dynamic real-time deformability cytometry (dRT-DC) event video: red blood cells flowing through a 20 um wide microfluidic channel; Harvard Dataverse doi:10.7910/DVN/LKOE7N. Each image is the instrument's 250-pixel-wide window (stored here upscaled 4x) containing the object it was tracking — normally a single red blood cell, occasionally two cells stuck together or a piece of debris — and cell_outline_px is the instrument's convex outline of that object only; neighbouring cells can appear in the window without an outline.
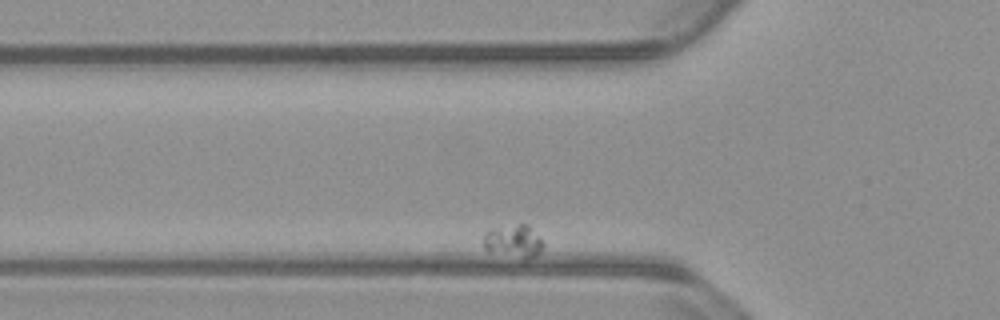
{"species": "common noctule bat (a hibernating species)", "species_latin": "Nyctalus noctula", "temperature_condition": "warm", "stored_images_in_passage": 40, "camera_frame_rate_fps": 3000, "um_per_image_px": 0.085, "animal": {"sex": "male", "body_mass_g": 23.1, "forearm_length_mm": 52.7}, "frame": {"image": 1, "passage_image": 4, "time_ms": 1.0, "image_size_px": [1000, 320], "cell_outline_px": [[544, 248], [536, 256], [524, 260], [484, 248], [484, 232], [500, 224], [528, 224], [544, 244]], "centroid_in_image_um": [43.66, 20.47], "position_along_channel_um": 82.1, "area_um2": 11.62}}